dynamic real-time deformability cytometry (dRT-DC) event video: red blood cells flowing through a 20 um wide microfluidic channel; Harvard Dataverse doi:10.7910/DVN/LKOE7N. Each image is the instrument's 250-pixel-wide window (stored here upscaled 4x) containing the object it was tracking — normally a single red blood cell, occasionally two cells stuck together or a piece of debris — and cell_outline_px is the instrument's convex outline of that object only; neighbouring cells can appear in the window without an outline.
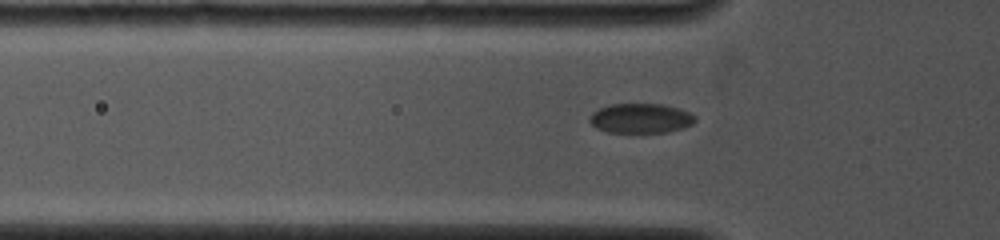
{"species": "common noctule bat (a hibernating species)", "species_latin": "Nyctalus noctula", "temperature_condition": "cold", "stored_images_in_passage": 32, "camera_frame_rate_fps": 4000, "um_per_image_px": 0.085, "animal": {"sex": "female", "body_mass_g": 19.0, "forearm_length_mm": 53.3}, "frame": {"image": 1, "passage_image": 4, "time_ms": 1.0, "image_size_px": [1000, 240], "cell_outline_px": [[696, 120], [692, 124], [668, 132], [608, 132], [596, 128], [588, 120], [588, 116], [592, 112], [608, 104], [664, 104], [680, 108], [696, 116]], "centroid_in_image_um": [54.44, 10.04], "position_along_channel_um": 71.4, "area_um2": 18.32}}
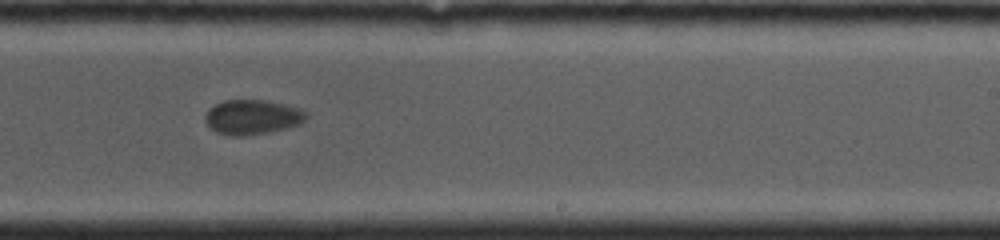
{"frame": {"image": 2, "passage_image": 18, "time_ms": 6.0, "image_size_px": [1000, 240], "cell_outline_px": [[308, 116], [300, 124], [268, 132], [244, 136], [232, 136], [216, 132], [204, 120], [204, 116], [208, 108], [224, 100], [268, 100], [284, 104], [308, 112]], "centroid_in_image_um": [21.43, 9.94], "position_along_channel_um": 267.6, "area_um2": 20.4}}
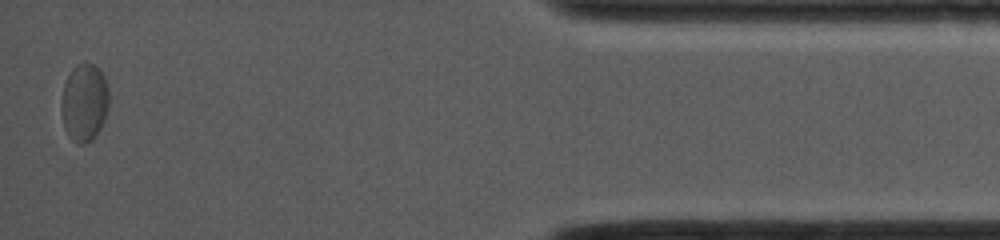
{"frame": {"image": 3, "passage_image": 32, "time_ms": 11.5, "image_size_px": [1000, 240], "cell_outline_px": [[108, 108], [104, 120], [100, 128], [92, 140], [84, 144], [76, 144], [68, 136], [64, 128], [60, 108], [60, 104], [64, 84], [72, 68], [76, 64], [84, 60], [100, 68], [104, 76], [108, 88]], "centroid_in_image_um": [7.15, 8.69], "position_along_channel_um": 428.0, "area_um2": 22.02}, "authors_computed_cell_mechanics": {"area_um2": 20.7213, "velocity_mm_per_s": 3.932, "shape_relaxation_time_tau1_ms": 1.1397, "shape_relaxation_time_tau2_ms": 1.1984, "deformation_change_tau1": 0.0661, "deformation_change_tau2": 0.0333}}